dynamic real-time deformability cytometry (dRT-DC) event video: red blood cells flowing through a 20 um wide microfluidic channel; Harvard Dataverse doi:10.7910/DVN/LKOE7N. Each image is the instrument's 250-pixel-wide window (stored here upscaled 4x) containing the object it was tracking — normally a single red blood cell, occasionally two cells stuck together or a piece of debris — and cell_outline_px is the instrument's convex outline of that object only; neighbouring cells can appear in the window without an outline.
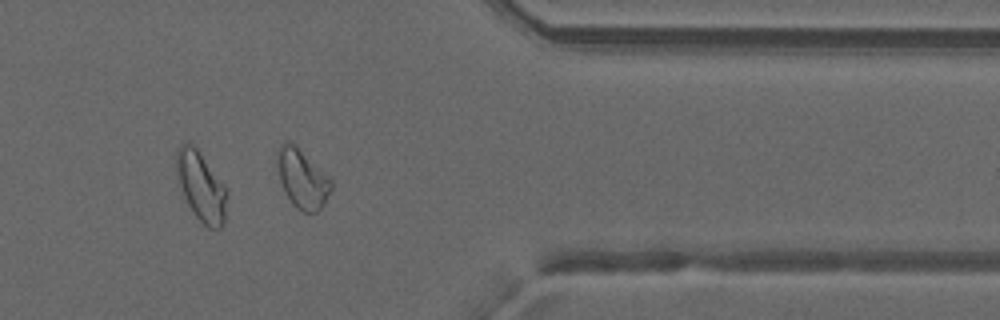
{"species": "common noctule bat (a hibernating species)", "species_latin": "Nyctalus noctula", "temperature_condition": "warm", "stored_images_in_passage": 45, "camera_frame_rate_fps": 3000, "um_per_image_px": 0.085, "animal": {"sex": "male", "forearm_length_mm": 52.5}, "frame": {"image": 1, "passage_image": 39, "time_ms": 12.667, "image_size_px": [1000, 320], "cell_outline_px": [[332, 188], [324, 204], [316, 212], [304, 212], [296, 208], [292, 204], [284, 192], [280, 180], [276, 164], [276, 156], [280, 144], [284, 140], [292, 140], [332, 180]], "centroid_in_image_um": [25.66, 15.14], "position_along_channel_um": 385.7, "area_um2": 18.84}, "authors_computed_cell_mechanics": {"area_um2": 20.1144, "velocity_mm_per_s": 4.2066, "shape_relaxation_time_tau1_ms": null, "shape_relaxation_time_tau2_ms": 2.1315, "deformation_change_tau1": null, "deformation_change_tau2": 0.0973}}